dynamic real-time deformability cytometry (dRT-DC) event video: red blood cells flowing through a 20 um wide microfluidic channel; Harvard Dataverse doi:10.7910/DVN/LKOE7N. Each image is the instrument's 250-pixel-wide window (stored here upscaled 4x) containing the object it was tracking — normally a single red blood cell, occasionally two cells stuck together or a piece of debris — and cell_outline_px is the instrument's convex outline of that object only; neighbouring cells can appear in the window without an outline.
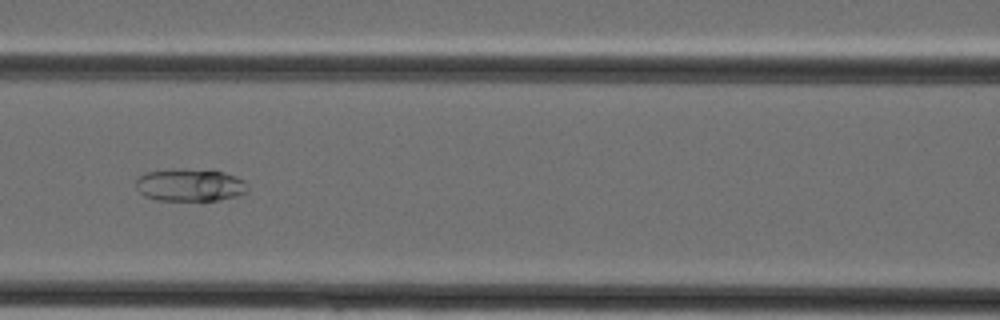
{"species": "Egyptian fruit bat (a non-hibernating species)", "species_latin": "Rousettus aegyptiacus", "temperature_condition": "cold", "stored_images_in_passage": 34, "camera_frame_rate_fps": 3000, "um_per_image_px": 0.085, "animal": {"sex": "female"}, "frame": {"image": 1, "passage_image": 12, "time_ms": 3.667, "image_size_px": [1000, 320], "cell_outline_px": [[248, 188], [244, 192], [236, 196], [220, 200], [160, 200], [144, 196], [136, 188], [136, 180], [140, 176], [148, 172], [176, 168], [184, 168], [224, 172], [236, 176], [244, 180], [248, 184]], "centroid_in_image_um": [16.15, 15.72], "position_along_channel_um": 150.4, "area_um2": 21.21}}
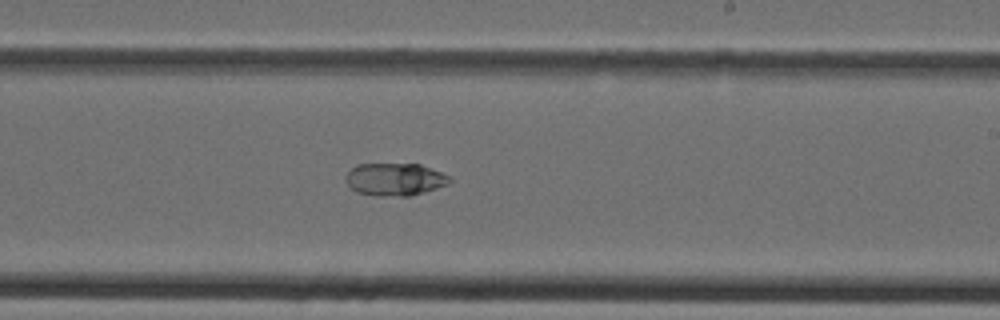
{"frame": {"image": 2, "passage_image": 18, "time_ms": 5.667, "image_size_px": [1000, 320], "cell_outline_px": [[452, 180], [448, 184], [424, 192], [408, 196], [380, 196], [356, 192], [348, 184], [344, 176], [356, 164], [420, 164], [440, 172], [448, 176]], "centroid_in_image_um": [33.54, 15.24], "position_along_channel_um": 255.5, "area_um2": 19.59}}
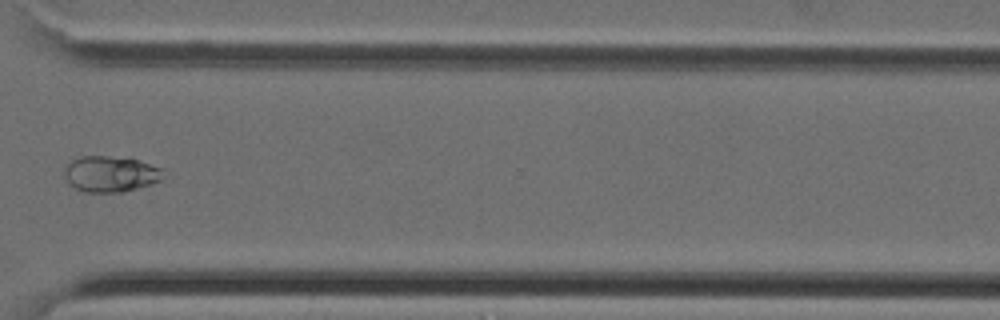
{"frame": {"image": 3, "passage_image": 24, "time_ms": 7.667, "image_size_px": [1000, 320], "cell_outline_px": [[164, 168], [160, 180], [124, 192], [84, 192], [68, 184], [64, 176], [64, 168], [72, 160], [80, 156], [128, 156]], "centroid_in_image_um": [9.38, 14.76], "position_along_channel_um": 361.2, "area_um2": 20.98}}